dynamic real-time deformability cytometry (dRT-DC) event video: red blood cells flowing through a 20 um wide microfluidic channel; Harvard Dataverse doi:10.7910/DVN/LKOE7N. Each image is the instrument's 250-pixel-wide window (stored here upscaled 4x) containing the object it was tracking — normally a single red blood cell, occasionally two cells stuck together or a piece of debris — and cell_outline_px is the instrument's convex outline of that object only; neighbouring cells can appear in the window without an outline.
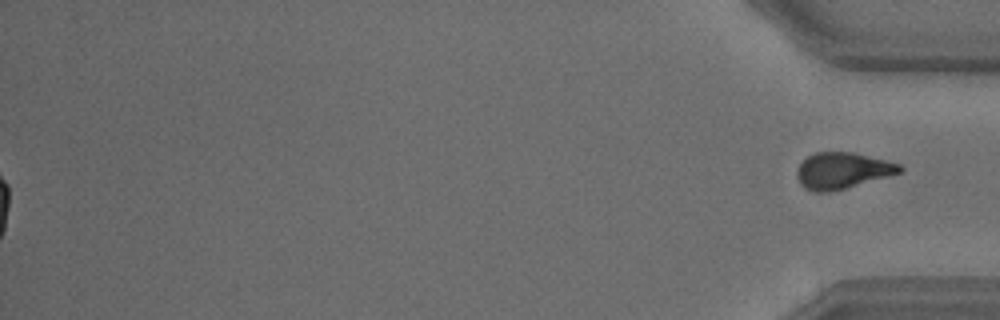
{"species": "common noctule bat (a hibernating species)", "species_latin": "Nyctalus noctula", "temperature_condition": "warm", "stored_images_in_passage": 45, "segment_of_instrument_passage": [2, 2], "camera_frame_rate_fps": 3000, "um_per_image_px": 0.085, "animal": {"sex": "male", "body_mass_g": 18.8}, "frame": {"image": 1, "passage_image": 45, "time_ms": 14.667, "image_size_px": [1000, 320], "cell_outline_px": [[904, 168], [900, 172], [844, 188], [828, 192], [816, 192], [804, 188], [800, 184], [796, 176], [796, 172], [800, 164], [808, 156], [816, 152], [852, 152], [900, 164]], "centroid_in_image_um": [71.55, 14.5], "position_along_channel_um": 363.7, "area_um2": 21.27}}